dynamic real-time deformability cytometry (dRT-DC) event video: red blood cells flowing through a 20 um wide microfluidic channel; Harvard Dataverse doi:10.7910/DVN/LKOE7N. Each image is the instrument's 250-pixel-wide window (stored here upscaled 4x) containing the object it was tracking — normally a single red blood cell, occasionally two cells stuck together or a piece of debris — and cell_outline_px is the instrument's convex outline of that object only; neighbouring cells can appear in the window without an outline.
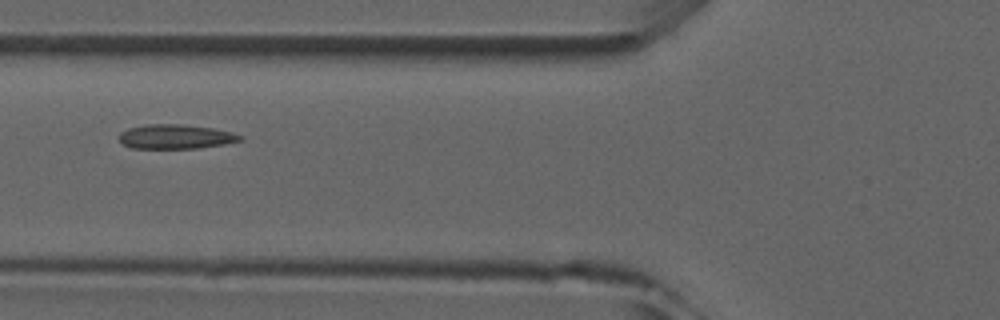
{"species": "common noctule bat (a hibernating species)", "species_latin": "Nyctalus noctula", "temperature_condition": "room temperature", "stored_images_in_passage": 3, "camera_frame_rate_fps": 3000, "um_per_image_px": 0.085, "animal": {"sex": "male", "forearm_length_mm": 52.5}, "frame": {"image": 1, "passage_image": 3, "time_ms": 2.333, "image_size_px": [1000, 320], "cell_outline_px": [[244, 140], [224, 144], [196, 148], [132, 148], [120, 144], [120, 132], [128, 128], [144, 124], [180, 124], [212, 128], [232, 132], [244, 136]], "centroid_in_image_um": [14.92, 11.61], "position_along_channel_um": 110.9, "area_um2": 17.28}}